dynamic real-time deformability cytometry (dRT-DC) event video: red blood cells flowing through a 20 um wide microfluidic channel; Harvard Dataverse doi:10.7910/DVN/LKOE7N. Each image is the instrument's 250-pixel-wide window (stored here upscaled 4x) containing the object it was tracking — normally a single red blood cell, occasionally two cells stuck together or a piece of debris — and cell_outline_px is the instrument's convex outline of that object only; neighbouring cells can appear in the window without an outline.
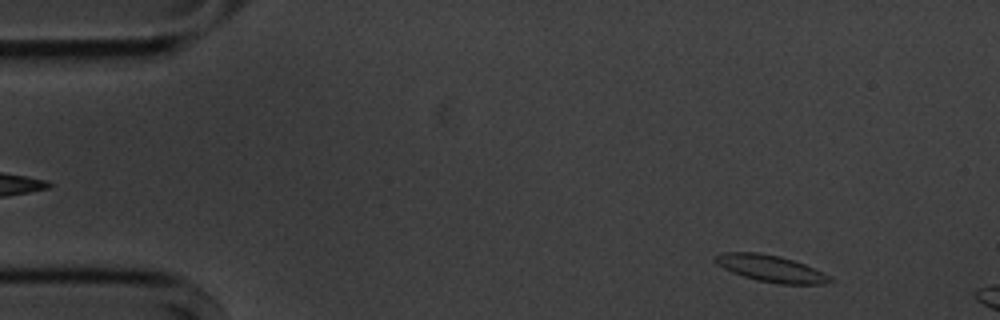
{"species": "common noctule bat (a hibernating species)", "species_latin": "Nyctalus noctula", "temperature_condition": "cold", "stored_images_in_passage": 13, "camera_frame_rate_fps": 3000, "um_per_image_px": 0.085, "animal": {"sex": "male", "body_mass_g": 20.1, "forearm_length_mm": 53.5}, "frame": {"image": 1, "passage_image": 4, "time_ms": 1.0, "image_size_px": [1000, 320], "cell_outline_px": [[836, 280], [824, 284], [780, 284], [756, 280], [732, 272], [716, 264], [712, 260], [712, 256], [724, 252], [756, 252], [780, 256], [804, 264]], "centroid_in_image_um": [65.46, 22.82], "position_along_channel_um": 19.5, "area_um2": 17.74}}